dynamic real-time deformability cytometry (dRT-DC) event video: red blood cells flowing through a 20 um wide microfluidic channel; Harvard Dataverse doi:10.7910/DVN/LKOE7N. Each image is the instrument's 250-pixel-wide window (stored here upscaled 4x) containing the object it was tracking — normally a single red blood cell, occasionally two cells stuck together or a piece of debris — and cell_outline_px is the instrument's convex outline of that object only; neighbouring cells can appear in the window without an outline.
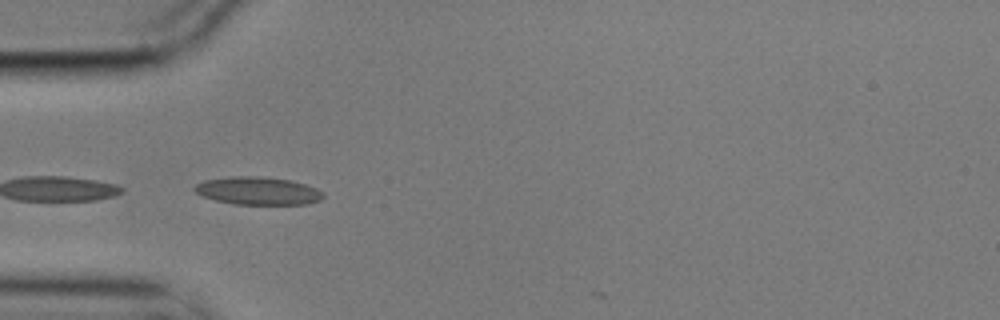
{"species": "common noctule bat (a hibernating species)", "species_latin": "Nyctalus noctula", "temperature_condition": "cold", "stored_images_in_passage": 6, "camera_frame_rate_fps": 3000, "um_per_image_px": 0.085, "animal": {"sex": "male", "body_mass_g": 17.9}, "frame": {"image": 1, "passage_image": 4, "time_ms": 1.0, "image_size_px": [1000, 320], "cell_outline_px": [[324, 196], [320, 200], [308, 204], [232, 204], [216, 200], [204, 196], [196, 192], [192, 188], [196, 184], [204, 180], [232, 176], [260, 176], [292, 180], [316, 188], [324, 192]], "centroid_in_image_um": [21.94, 16.21], "position_along_channel_um": 63.1, "area_um2": 20.92}}
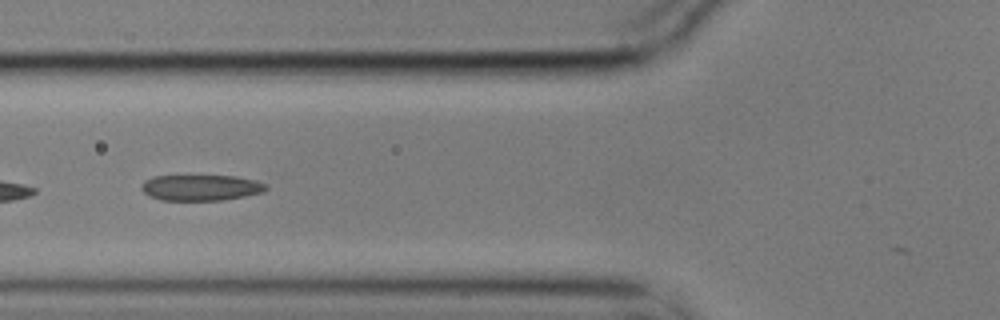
{"frame": {"image": 2, "passage_image": 5, "time_ms": 1.333, "image_size_px": [1000, 320], "cell_outline_px": [[268, 188], [264, 192], [244, 196], [220, 200], [160, 200], [148, 196], [140, 188], [144, 180], [152, 176], [236, 176], [256, 180], [268, 184]], "centroid_in_image_um": [17.08, 15.94], "position_along_channel_um": 108.7, "area_um2": 18.9}}
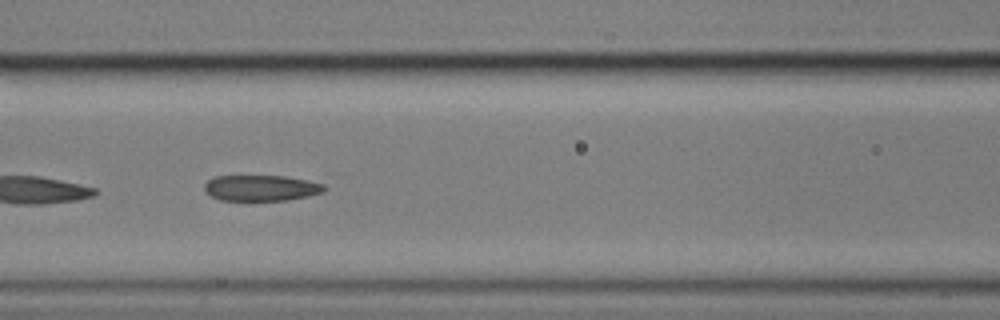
{"frame": {"image": 3, "passage_image": 6, "time_ms": 1.667, "image_size_px": [1000, 320], "cell_outline_px": [[328, 188], [324, 192], [308, 196], [288, 200], [220, 200], [204, 192], [204, 184], [208, 180], [216, 176], [284, 176], [308, 180], [324, 184]], "centroid_in_image_um": [22.22, 15.98], "position_along_channel_um": 144.4, "area_um2": 18.15}}